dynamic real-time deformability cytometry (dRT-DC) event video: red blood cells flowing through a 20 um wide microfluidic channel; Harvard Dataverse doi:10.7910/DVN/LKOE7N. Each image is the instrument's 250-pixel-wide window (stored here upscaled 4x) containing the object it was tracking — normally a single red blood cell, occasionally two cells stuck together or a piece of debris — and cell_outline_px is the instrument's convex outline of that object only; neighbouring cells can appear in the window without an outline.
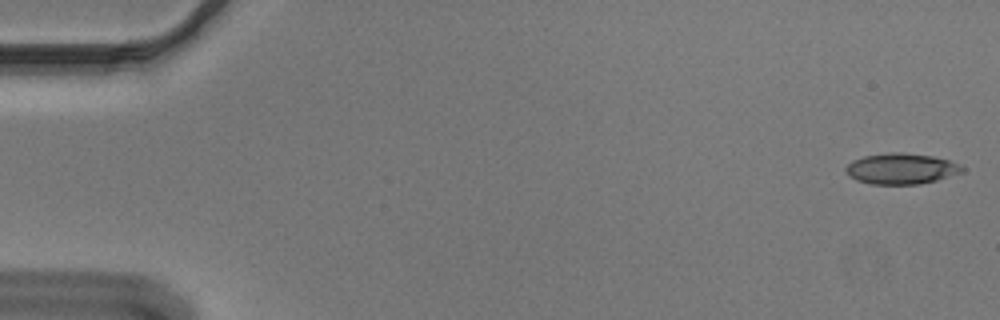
{"species": "Egyptian fruit bat (a non-hibernating species)", "species_latin": "Rousettus aegyptiacus", "temperature_condition": "cold", "stored_images_in_passage": 54, "camera_frame_rate_fps": 3000, "um_per_image_px": 0.085, "animal": {"sex": "male"}, "frame": {"image": 1, "passage_image": 1, "time_ms": 0.0, "image_size_px": [1000, 320], "cell_outline_px": [[964, 172], [936, 180], [920, 184], [872, 184], [856, 180], [848, 176], [844, 168], [852, 160], [864, 156], [888, 152], [900, 152], [932, 156], [948, 160], [964, 168]], "centroid_in_image_um": [76.56, 14.34], "position_along_channel_um": 8.4, "area_um2": 20.87}}
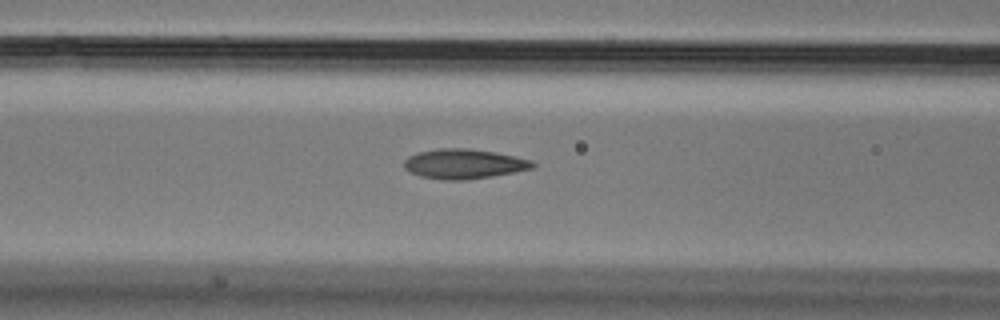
{"frame": {"image": 2, "passage_image": 22, "time_ms": 7.0, "image_size_px": [1000, 320], "cell_outline_px": [[536, 164], [532, 168], [492, 176], [468, 180], [440, 180], [420, 176], [404, 168], [404, 160], [408, 156], [420, 152], [440, 148], [468, 148], [496, 152], [532, 160]], "centroid_in_image_um": [39.42, 13.93], "position_along_channel_um": 127.2, "area_um2": 22.25}}
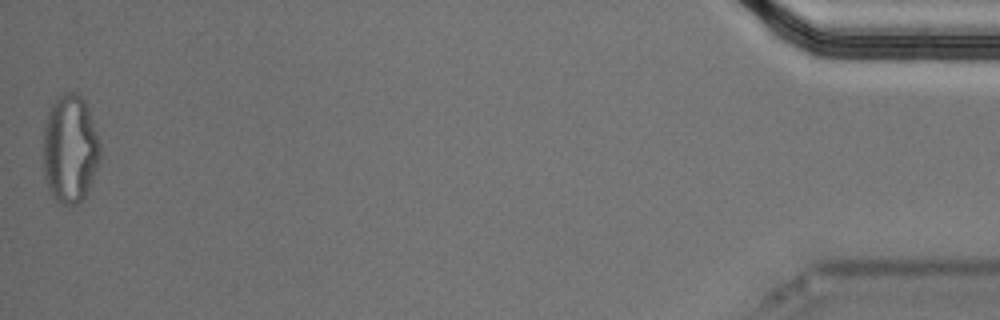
{"frame": {"image": 3, "passage_image": 54, "time_ms": 17.667, "image_size_px": [1000, 320], "cell_outline_px": [[100, 160], [84, 200], [76, 204], [60, 204], [52, 196], [48, 188], [44, 176], [44, 128], [48, 112], [52, 104], [64, 92], [76, 92], [84, 100], [100, 144]], "centroid_in_image_um": [5.95, 12.7], "position_along_channel_um": 429.3, "area_um2": 35.72}, "authors_computed_cell_mechanics": {"area_um2": 21.3282, "velocity_mm_per_s": 3.677, "shape_relaxation_time_tau1_ms": 7.9781, "shape_relaxation_time_tau2_ms": 2.6631, "deformation_change_tau1": 0.2141, "deformation_change_tau2": 0.0994}}